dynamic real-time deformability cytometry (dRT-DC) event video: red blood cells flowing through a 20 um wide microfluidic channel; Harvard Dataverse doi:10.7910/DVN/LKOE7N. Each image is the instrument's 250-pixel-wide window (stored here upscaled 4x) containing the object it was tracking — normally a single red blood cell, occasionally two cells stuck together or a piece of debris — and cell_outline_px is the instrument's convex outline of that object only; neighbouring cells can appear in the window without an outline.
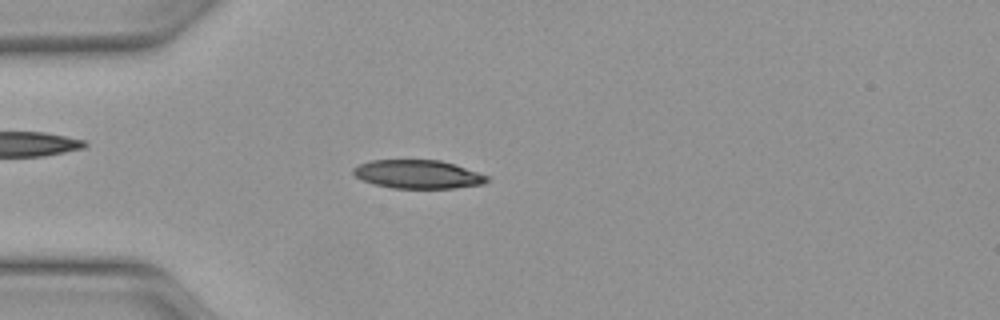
{"species": "Egyptian fruit bat (a non-hibernating species)", "species_latin": "Rousettus aegyptiacus", "temperature_condition": "warm", "stored_images_in_passage": 49, "camera_frame_rate_fps": 3000, "um_per_image_px": 0.085, "animal": {"sex": "female"}, "frame": {"image": 1, "passage_image": 13, "time_ms": 4.0, "image_size_px": [1000, 320], "cell_outline_px": [[488, 180], [484, 184], [456, 188], [392, 188], [376, 184], [364, 180], [356, 176], [352, 172], [352, 168], [360, 164], [372, 160], [440, 160], [456, 164], [488, 176]], "centroid_in_image_um": [35.55, 14.81], "position_along_channel_um": 49.5, "area_um2": 22.14}}
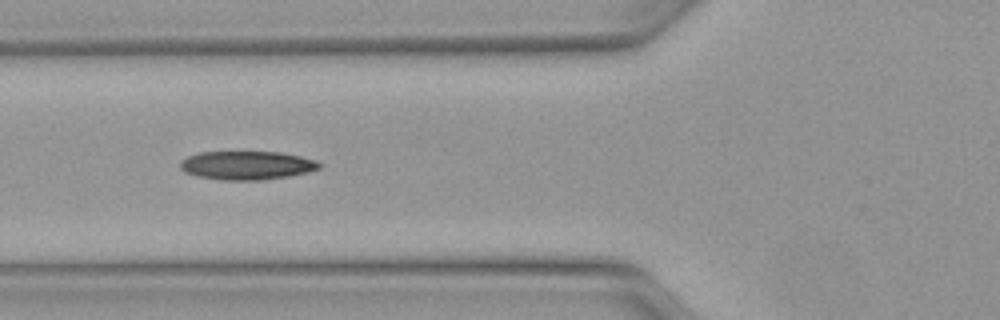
{"frame": {"image": 2, "passage_image": 18, "time_ms": 5.667, "image_size_px": [1000, 320], "cell_outline_px": [[320, 168], [308, 172], [288, 176], [260, 180], [220, 180], [196, 176], [184, 172], [180, 168], [180, 160], [188, 156], [200, 152], [280, 152], [300, 156], [316, 160], [320, 164]], "centroid_in_image_um": [20.95, 14.05], "position_along_channel_um": 104.9, "area_um2": 23.24}}
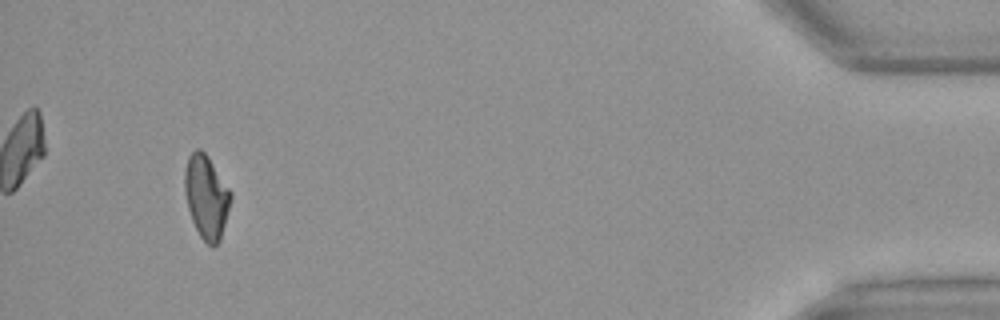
{"frame": {"image": 3, "passage_image": 46, "time_ms": 15.0, "image_size_px": [1000, 320], "cell_outline_px": [[232, 196], [220, 240], [212, 248], [200, 236], [192, 220], [188, 208], [184, 192], [184, 172], [188, 156], [196, 148], [200, 148], [208, 156], [232, 192]], "centroid_in_image_um": [17.53, 16.7], "position_along_channel_um": 417.7, "area_um2": 22.37}, "authors_computed_cell_mechanics": {"area_um2": 22.7154, "velocity_mm_per_s": 4.1271, "shape_relaxation_time_tau1_ms": 8.7165, "shape_relaxation_time_tau2_ms": 5.0411, "deformation_change_tau1": 0.2379, "deformation_change_tau2": 0.1098}}